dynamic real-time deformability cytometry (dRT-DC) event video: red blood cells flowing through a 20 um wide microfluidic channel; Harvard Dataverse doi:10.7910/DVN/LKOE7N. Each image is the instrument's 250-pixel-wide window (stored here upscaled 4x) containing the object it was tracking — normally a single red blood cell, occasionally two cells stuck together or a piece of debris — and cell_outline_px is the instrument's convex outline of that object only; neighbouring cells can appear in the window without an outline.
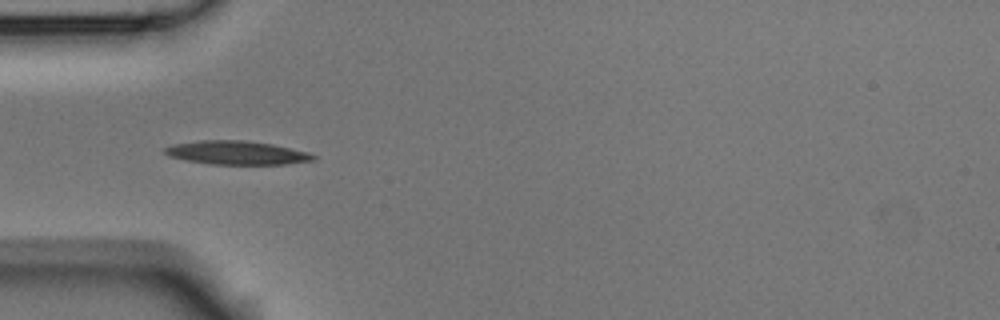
{"species": "Egyptian fruit bat (a non-hibernating species)", "species_latin": "Rousettus aegyptiacus", "temperature_condition": "room temperature", "stored_images_in_passage": 6, "camera_frame_rate_fps": 3000, "um_per_image_px": 0.085, "animal": {"sex": "male"}, "frame": {"image": 1, "passage_image": 5, "time_ms": 1.333, "image_size_px": [1000, 320], "cell_outline_px": [[316, 156], [312, 160], [284, 164], [212, 164], [188, 160], [168, 156], [164, 152], [164, 148], [172, 144], [200, 140], [244, 140], [272, 144], [308, 152]], "centroid_in_image_um": [20.08, 12.97], "position_along_channel_um": 64.9, "area_um2": 20.23}}
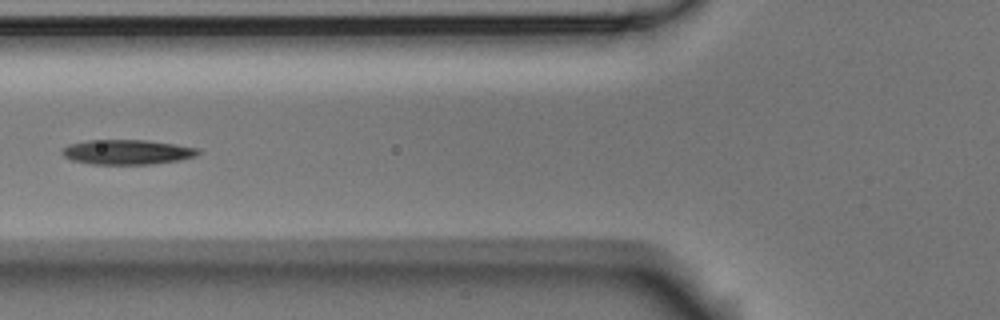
{"frame": {"image": 2, "passage_image": 6, "time_ms": 1.667, "image_size_px": [1000, 320], "cell_outline_px": [[200, 152], [196, 156], [180, 160], [148, 164], [92, 164], [72, 160], [64, 156], [60, 152], [60, 148], [68, 144], [88, 140], [144, 140], [200, 148]], "centroid_in_image_um": [10.76, 12.92], "position_along_channel_um": 115.0, "area_um2": 19.65}}